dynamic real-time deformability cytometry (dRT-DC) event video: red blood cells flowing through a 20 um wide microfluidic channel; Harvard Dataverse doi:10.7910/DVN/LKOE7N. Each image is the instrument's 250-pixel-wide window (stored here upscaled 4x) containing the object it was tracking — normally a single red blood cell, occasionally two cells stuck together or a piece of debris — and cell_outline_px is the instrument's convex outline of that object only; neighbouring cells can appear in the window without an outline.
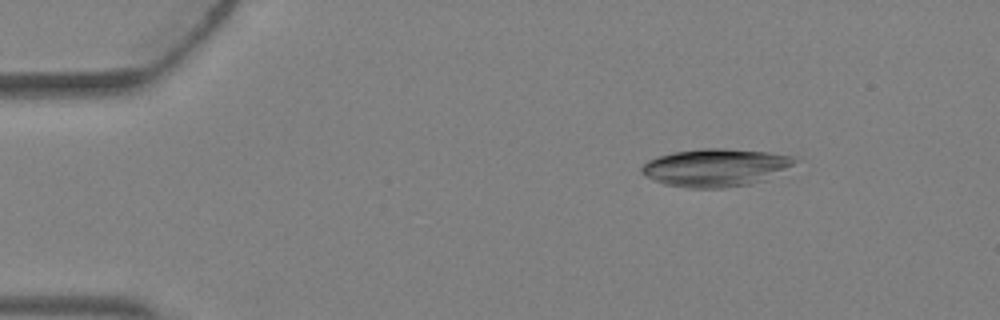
{"species": "Egyptian fruit bat (a non-hibernating species)", "species_latin": "Rousettus aegyptiacus", "temperature_condition": "warm", "stored_images_in_passage": 5, "segment_of_instrument_passage": [2, 2], "camera_frame_rate_fps": 3000, "um_per_image_px": 0.085, "animal": {"sex": "female"}, "frame": {"image": 1, "passage_image": 5, "time_ms": 1.333, "image_size_px": [1000, 320], "cell_outline_px": [[796, 160], [792, 164], [768, 180], [752, 184], [724, 188], [688, 188], [664, 184], [652, 180], [644, 176], [640, 172], [640, 168], [648, 160], [672, 152], [700, 148], [724, 148], [768, 152], [796, 156]], "centroid_in_image_um": [60.8, 14.25], "position_along_channel_um": 24.2, "area_um2": 34.04}}